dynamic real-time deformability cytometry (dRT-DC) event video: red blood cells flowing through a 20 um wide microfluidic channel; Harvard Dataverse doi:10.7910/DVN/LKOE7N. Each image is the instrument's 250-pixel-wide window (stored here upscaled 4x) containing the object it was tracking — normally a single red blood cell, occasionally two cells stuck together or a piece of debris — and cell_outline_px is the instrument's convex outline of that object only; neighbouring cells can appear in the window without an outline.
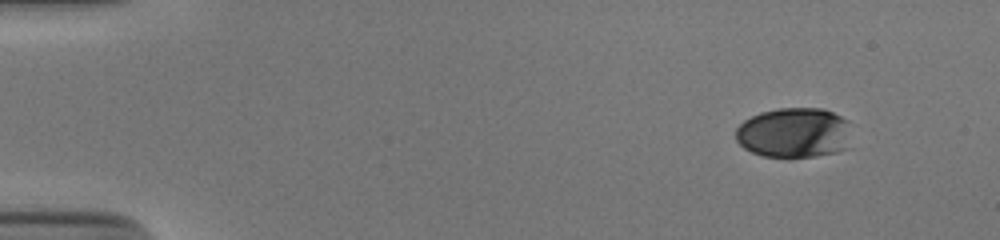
{"species": "human", "species_latin": "Homo sapiens", "temperature_condition": "cold", "stored_images_in_passage": 49, "camera_frame_rate_fps": 3000, "um_per_image_px": 0.085, "donor": {"sex": "male"}, "frame": {"image": 1, "passage_image": 1, "time_ms": 0.0, "image_size_px": [1000, 240], "cell_outline_px": [[852, 148], [836, 152], [816, 156], [764, 156], [752, 152], [744, 148], [736, 140], [736, 128], [744, 120], [760, 112], [780, 108], [824, 108], [848, 120]], "centroid_in_image_um": [67.55, 11.28], "position_along_channel_um": 17.5, "area_um2": 34.1}}
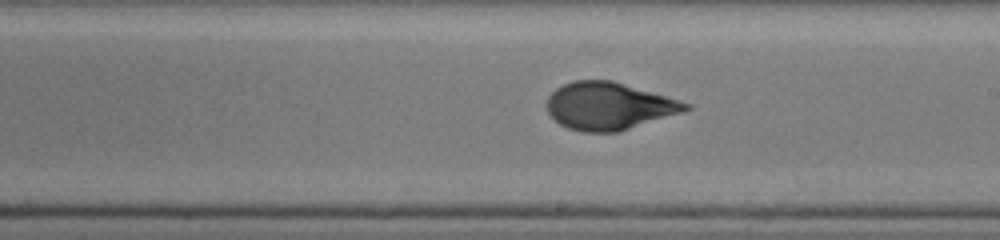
{"frame": {"image": 2, "passage_image": 28, "time_ms": 9.0, "image_size_px": [1000, 240], "cell_outline_px": [[692, 108], [620, 132], [580, 132], [568, 128], [560, 124], [548, 112], [548, 96], [556, 88], [572, 80], [612, 80], [692, 104]], "centroid_in_image_um": [51.74, 9.01], "position_along_channel_um": 237.3, "area_um2": 38.03}}
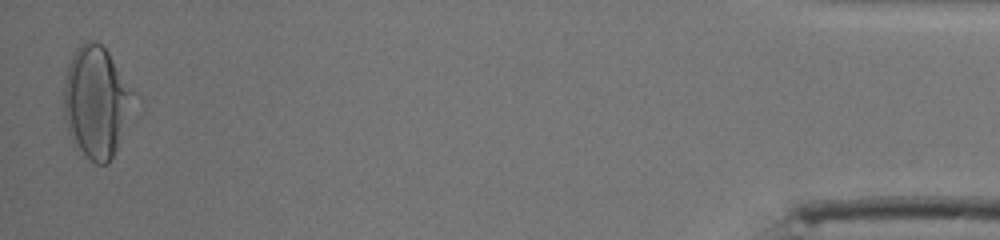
{"frame": {"image": 3, "passage_image": 49, "time_ms": 16.0, "image_size_px": [1000, 240], "cell_outline_px": [[144, 100], [108, 164], [96, 164], [72, 144], [64, 120], [64, 84], [68, 64], [76, 48], [80, 44], [88, 40], [96, 40], [108, 52]], "centroid_in_image_um": [8.32, 8.69], "position_along_channel_um": 426.9, "area_um2": 47.69}, "authors_computed_cell_mechanics": {"area_um2": 38.3792, "velocity_mm_per_s": 3.8689, "shape_relaxation_time_tau1_ms": 3.9891, "shape_relaxation_time_tau2_ms": 0.7063, "deformation_change_tau1": 0.1733, "deformation_change_tau2": 0.0562}}